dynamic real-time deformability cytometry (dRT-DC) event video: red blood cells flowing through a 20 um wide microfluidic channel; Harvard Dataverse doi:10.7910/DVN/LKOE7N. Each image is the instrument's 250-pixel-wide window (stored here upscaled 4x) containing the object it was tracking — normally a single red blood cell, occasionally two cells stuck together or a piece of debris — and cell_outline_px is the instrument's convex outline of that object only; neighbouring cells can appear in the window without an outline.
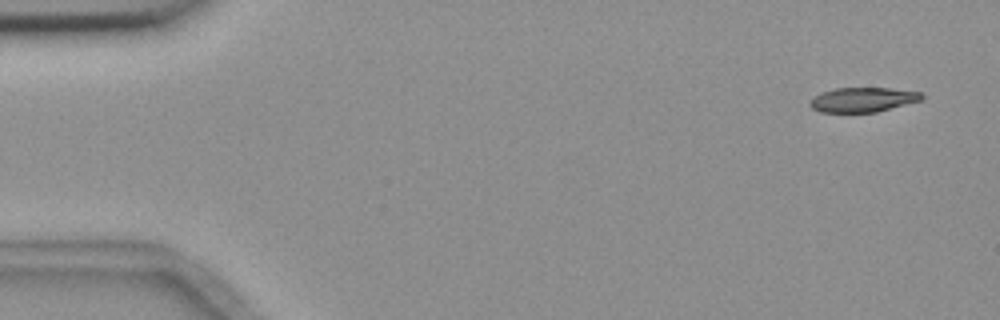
{"species": "common noctule bat (a hibernating species)", "species_latin": "Nyctalus noctula", "temperature_condition": "room temperature", "stored_images_in_passage": 7, "camera_frame_rate_fps": 3000, "um_per_image_px": 0.085, "animal": {"sex": "female", "body_mass_g": 18.4}, "frame": {"image": 1, "passage_image": 1, "time_ms": 0.0, "image_size_px": [1000, 320], "cell_outline_px": [[924, 100], [876, 112], [820, 112], [812, 108], [808, 104], [808, 100], [824, 92], [836, 88], [892, 88], [924, 92]], "centroid_in_image_um": [73.4, 8.47], "position_along_channel_um": 11.6, "area_um2": 16.18}}
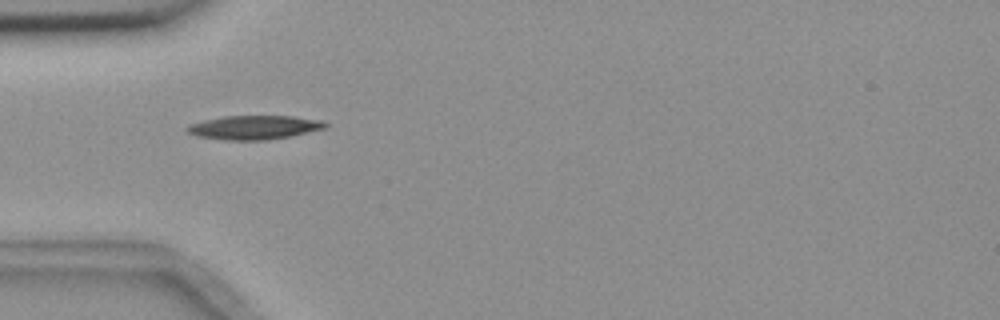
{"frame": {"image": 2, "passage_image": 5, "time_ms": 4.667, "image_size_px": [1000, 320], "cell_outline_px": [[328, 128], [268, 140], [228, 140], [196, 136], [188, 132], [184, 128], [188, 124], [204, 120], [224, 116], [292, 116], [324, 120], [328, 124]], "centroid_in_image_um": [21.62, 10.82], "position_along_channel_um": 63.4, "area_um2": 19.36}}
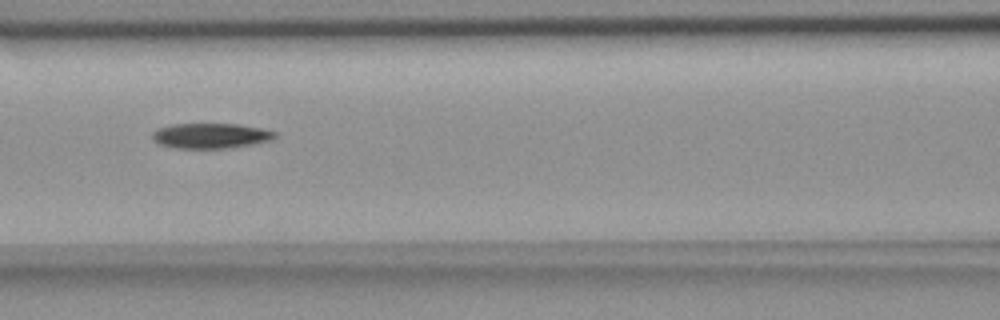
{"frame": {"image": 3, "passage_image": 7, "time_ms": 7.0, "image_size_px": [1000, 320], "cell_outline_px": [[276, 136], [272, 140], [224, 148], [176, 148], [160, 144], [152, 140], [152, 132], [160, 128], [172, 124], [240, 124], [260, 128], [276, 132]], "centroid_in_image_um": [17.88, 11.53], "position_along_channel_um": 148.7, "area_um2": 17.74}}